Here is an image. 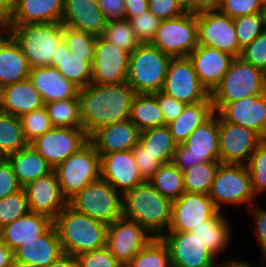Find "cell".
<instances>
[{
  "instance_id": "cell-54",
  "label": "cell",
  "mask_w": 266,
  "mask_h": 267,
  "mask_svg": "<svg viewBox=\"0 0 266 267\" xmlns=\"http://www.w3.org/2000/svg\"><path fill=\"white\" fill-rule=\"evenodd\" d=\"M148 11L161 21L178 17L185 13L175 0H148Z\"/></svg>"
},
{
  "instance_id": "cell-2",
  "label": "cell",
  "mask_w": 266,
  "mask_h": 267,
  "mask_svg": "<svg viewBox=\"0 0 266 267\" xmlns=\"http://www.w3.org/2000/svg\"><path fill=\"white\" fill-rule=\"evenodd\" d=\"M64 253L77 256L106 246L108 225L69 204L53 220Z\"/></svg>"
},
{
  "instance_id": "cell-11",
  "label": "cell",
  "mask_w": 266,
  "mask_h": 267,
  "mask_svg": "<svg viewBox=\"0 0 266 267\" xmlns=\"http://www.w3.org/2000/svg\"><path fill=\"white\" fill-rule=\"evenodd\" d=\"M216 208L221 211V204H252L254 193L248 169L244 164H220L208 194Z\"/></svg>"
},
{
  "instance_id": "cell-68",
  "label": "cell",
  "mask_w": 266,
  "mask_h": 267,
  "mask_svg": "<svg viewBox=\"0 0 266 267\" xmlns=\"http://www.w3.org/2000/svg\"><path fill=\"white\" fill-rule=\"evenodd\" d=\"M5 159V156L0 153V163Z\"/></svg>"
},
{
  "instance_id": "cell-29",
  "label": "cell",
  "mask_w": 266,
  "mask_h": 267,
  "mask_svg": "<svg viewBox=\"0 0 266 267\" xmlns=\"http://www.w3.org/2000/svg\"><path fill=\"white\" fill-rule=\"evenodd\" d=\"M44 106L40 93L29 77L0 89V111L2 112L21 117Z\"/></svg>"
},
{
  "instance_id": "cell-12",
  "label": "cell",
  "mask_w": 266,
  "mask_h": 267,
  "mask_svg": "<svg viewBox=\"0 0 266 267\" xmlns=\"http://www.w3.org/2000/svg\"><path fill=\"white\" fill-rule=\"evenodd\" d=\"M196 19L198 45L221 50L234 58L240 56L242 49L236 38L234 18L211 10L196 13Z\"/></svg>"
},
{
  "instance_id": "cell-34",
  "label": "cell",
  "mask_w": 266,
  "mask_h": 267,
  "mask_svg": "<svg viewBox=\"0 0 266 267\" xmlns=\"http://www.w3.org/2000/svg\"><path fill=\"white\" fill-rule=\"evenodd\" d=\"M92 63L85 61V57L72 55L62 41L52 57L51 67H55L65 79L82 89L91 84Z\"/></svg>"
},
{
  "instance_id": "cell-49",
  "label": "cell",
  "mask_w": 266,
  "mask_h": 267,
  "mask_svg": "<svg viewBox=\"0 0 266 267\" xmlns=\"http://www.w3.org/2000/svg\"><path fill=\"white\" fill-rule=\"evenodd\" d=\"M130 25L142 44H149L155 37L161 20L150 11L129 19Z\"/></svg>"
},
{
  "instance_id": "cell-8",
  "label": "cell",
  "mask_w": 266,
  "mask_h": 267,
  "mask_svg": "<svg viewBox=\"0 0 266 267\" xmlns=\"http://www.w3.org/2000/svg\"><path fill=\"white\" fill-rule=\"evenodd\" d=\"M63 197L69 201L88 184L101 178L100 156L89 141L55 169Z\"/></svg>"
},
{
  "instance_id": "cell-69",
  "label": "cell",
  "mask_w": 266,
  "mask_h": 267,
  "mask_svg": "<svg viewBox=\"0 0 266 267\" xmlns=\"http://www.w3.org/2000/svg\"><path fill=\"white\" fill-rule=\"evenodd\" d=\"M263 258L266 259V251L262 253Z\"/></svg>"
},
{
  "instance_id": "cell-27",
  "label": "cell",
  "mask_w": 266,
  "mask_h": 267,
  "mask_svg": "<svg viewBox=\"0 0 266 267\" xmlns=\"http://www.w3.org/2000/svg\"><path fill=\"white\" fill-rule=\"evenodd\" d=\"M2 32L0 34V89L28 78L31 70L19 43L9 32Z\"/></svg>"
},
{
  "instance_id": "cell-67",
  "label": "cell",
  "mask_w": 266,
  "mask_h": 267,
  "mask_svg": "<svg viewBox=\"0 0 266 267\" xmlns=\"http://www.w3.org/2000/svg\"><path fill=\"white\" fill-rule=\"evenodd\" d=\"M7 4L13 9L14 6L20 1V0H5Z\"/></svg>"
},
{
  "instance_id": "cell-66",
  "label": "cell",
  "mask_w": 266,
  "mask_h": 267,
  "mask_svg": "<svg viewBox=\"0 0 266 267\" xmlns=\"http://www.w3.org/2000/svg\"><path fill=\"white\" fill-rule=\"evenodd\" d=\"M261 16H262V21L264 23V29L266 31V5H263L261 9Z\"/></svg>"
},
{
  "instance_id": "cell-4",
  "label": "cell",
  "mask_w": 266,
  "mask_h": 267,
  "mask_svg": "<svg viewBox=\"0 0 266 267\" xmlns=\"http://www.w3.org/2000/svg\"><path fill=\"white\" fill-rule=\"evenodd\" d=\"M61 22L9 26L6 30L19 43L31 68L51 66L57 47L63 41Z\"/></svg>"
},
{
  "instance_id": "cell-15",
  "label": "cell",
  "mask_w": 266,
  "mask_h": 267,
  "mask_svg": "<svg viewBox=\"0 0 266 267\" xmlns=\"http://www.w3.org/2000/svg\"><path fill=\"white\" fill-rule=\"evenodd\" d=\"M149 234L139 223L122 217L108 225L106 247L125 267L154 238Z\"/></svg>"
},
{
  "instance_id": "cell-60",
  "label": "cell",
  "mask_w": 266,
  "mask_h": 267,
  "mask_svg": "<svg viewBox=\"0 0 266 267\" xmlns=\"http://www.w3.org/2000/svg\"><path fill=\"white\" fill-rule=\"evenodd\" d=\"M221 0H192V13L218 10Z\"/></svg>"
},
{
  "instance_id": "cell-65",
  "label": "cell",
  "mask_w": 266,
  "mask_h": 267,
  "mask_svg": "<svg viewBox=\"0 0 266 267\" xmlns=\"http://www.w3.org/2000/svg\"><path fill=\"white\" fill-rule=\"evenodd\" d=\"M184 12L192 13V0H175Z\"/></svg>"
},
{
  "instance_id": "cell-30",
  "label": "cell",
  "mask_w": 266,
  "mask_h": 267,
  "mask_svg": "<svg viewBox=\"0 0 266 267\" xmlns=\"http://www.w3.org/2000/svg\"><path fill=\"white\" fill-rule=\"evenodd\" d=\"M53 220L44 214L29 211L0 229L1 241L12 251L26 241L35 240L51 225Z\"/></svg>"
},
{
  "instance_id": "cell-38",
  "label": "cell",
  "mask_w": 266,
  "mask_h": 267,
  "mask_svg": "<svg viewBox=\"0 0 266 267\" xmlns=\"http://www.w3.org/2000/svg\"><path fill=\"white\" fill-rule=\"evenodd\" d=\"M149 183L164 197L171 201L185 193L183 172L172 162L162 164Z\"/></svg>"
},
{
  "instance_id": "cell-47",
  "label": "cell",
  "mask_w": 266,
  "mask_h": 267,
  "mask_svg": "<svg viewBox=\"0 0 266 267\" xmlns=\"http://www.w3.org/2000/svg\"><path fill=\"white\" fill-rule=\"evenodd\" d=\"M29 212L24 189L0 199V229Z\"/></svg>"
},
{
  "instance_id": "cell-19",
  "label": "cell",
  "mask_w": 266,
  "mask_h": 267,
  "mask_svg": "<svg viewBox=\"0 0 266 267\" xmlns=\"http://www.w3.org/2000/svg\"><path fill=\"white\" fill-rule=\"evenodd\" d=\"M160 238L168 247L172 267L220 266L215 262V256L191 231L165 232Z\"/></svg>"
},
{
  "instance_id": "cell-64",
  "label": "cell",
  "mask_w": 266,
  "mask_h": 267,
  "mask_svg": "<svg viewBox=\"0 0 266 267\" xmlns=\"http://www.w3.org/2000/svg\"><path fill=\"white\" fill-rule=\"evenodd\" d=\"M219 267H252V266L250 265V263L248 264L245 261H240V260L238 261L232 259L231 261L229 260L226 263L224 262Z\"/></svg>"
},
{
  "instance_id": "cell-22",
  "label": "cell",
  "mask_w": 266,
  "mask_h": 267,
  "mask_svg": "<svg viewBox=\"0 0 266 267\" xmlns=\"http://www.w3.org/2000/svg\"><path fill=\"white\" fill-rule=\"evenodd\" d=\"M28 201L29 211L41 213L54 220L67 206L68 201L63 197L58 182V176L51 173L27 183L22 187Z\"/></svg>"
},
{
  "instance_id": "cell-31",
  "label": "cell",
  "mask_w": 266,
  "mask_h": 267,
  "mask_svg": "<svg viewBox=\"0 0 266 267\" xmlns=\"http://www.w3.org/2000/svg\"><path fill=\"white\" fill-rule=\"evenodd\" d=\"M64 0H20L12 9L9 26L61 22Z\"/></svg>"
},
{
  "instance_id": "cell-3",
  "label": "cell",
  "mask_w": 266,
  "mask_h": 267,
  "mask_svg": "<svg viewBox=\"0 0 266 267\" xmlns=\"http://www.w3.org/2000/svg\"><path fill=\"white\" fill-rule=\"evenodd\" d=\"M123 217L142 225L154 237H161L170 226L172 201L162 196L150 183L123 194Z\"/></svg>"
},
{
  "instance_id": "cell-13",
  "label": "cell",
  "mask_w": 266,
  "mask_h": 267,
  "mask_svg": "<svg viewBox=\"0 0 266 267\" xmlns=\"http://www.w3.org/2000/svg\"><path fill=\"white\" fill-rule=\"evenodd\" d=\"M161 91L185 105L196 104L210 97L189 57L171 59Z\"/></svg>"
},
{
  "instance_id": "cell-23",
  "label": "cell",
  "mask_w": 266,
  "mask_h": 267,
  "mask_svg": "<svg viewBox=\"0 0 266 267\" xmlns=\"http://www.w3.org/2000/svg\"><path fill=\"white\" fill-rule=\"evenodd\" d=\"M64 252L54 224L35 240L26 241L14 250L17 267H47Z\"/></svg>"
},
{
  "instance_id": "cell-36",
  "label": "cell",
  "mask_w": 266,
  "mask_h": 267,
  "mask_svg": "<svg viewBox=\"0 0 266 267\" xmlns=\"http://www.w3.org/2000/svg\"><path fill=\"white\" fill-rule=\"evenodd\" d=\"M229 227L227 219L219 211L212 219L192 228L191 232L196 234L208 250L216 256L229 244L231 236Z\"/></svg>"
},
{
  "instance_id": "cell-16",
  "label": "cell",
  "mask_w": 266,
  "mask_h": 267,
  "mask_svg": "<svg viewBox=\"0 0 266 267\" xmlns=\"http://www.w3.org/2000/svg\"><path fill=\"white\" fill-rule=\"evenodd\" d=\"M130 54L102 36H97L92 63L91 84L125 83L128 75Z\"/></svg>"
},
{
  "instance_id": "cell-62",
  "label": "cell",
  "mask_w": 266,
  "mask_h": 267,
  "mask_svg": "<svg viewBox=\"0 0 266 267\" xmlns=\"http://www.w3.org/2000/svg\"><path fill=\"white\" fill-rule=\"evenodd\" d=\"M14 251L10 250L0 239V267H15Z\"/></svg>"
},
{
  "instance_id": "cell-18",
  "label": "cell",
  "mask_w": 266,
  "mask_h": 267,
  "mask_svg": "<svg viewBox=\"0 0 266 267\" xmlns=\"http://www.w3.org/2000/svg\"><path fill=\"white\" fill-rule=\"evenodd\" d=\"M213 108L225 122L250 129L266 140V93L230 103H213Z\"/></svg>"
},
{
  "instance_id": "cell-5",
  "label": "cell",
  "mask_w": 266,
  "mask_h": 267,
  "mask_svg": "<svg viewBox=\"0 0 266 267\" xmlns=\"http://www.w3.org/2000/svg\"><path fill=\"white\" fill-rule=\"evenodd\" d=\"M171 57L149 44H141L130 54L126 82L138 94L162 90Z\"/></svg>"
},
{
  "instance_id": "cell-32",
  "label": "cell",
  "mask_w": 266,
  "mask_h": 267,
  "mask_svg": "<svg viewBox=\"0 0 266 267\" xmlns=\"http://www.w3.org/2000/svg\"><path fill=\"white\" fill-rule=\"evenodd\" d=\"M5 159L11 165L12 171L22 187L54 170L31 144L6 156Z\"/></svg>"
},
{
  "instance_id": "cell-42",
  "label": "cell",
  "mask_w": 266,
  "mask_h": 267,
  "mask_svg": "<svg viewBox=\"0 0 266 267\" xmlns=\"http://www.w3.org/2000/svg\"><path fill=\"white\" fill-rule=\"evenodd\" d=\"M125 267H172L168 247L154 237Z\"/></svg>"
},
{
  "instance_id": "cell-21",
  "label": "cell",
  "mask_w": 266,
  "mask_h": 267,
  "mask_svg": "<svg viewBox=\"0 0 266 267\" xmlns=\"http://www.w3.org/2000/svg\"><path fill=\"white\" fill-rule=\"evenodd\" d=\"M101 179L122 195L146 182L135 162L132 150L117 151L100 156Z\"/></svg>"
},
{
  "instance_id": "cell-7",
  "label": "cell",
  "mask_w": 266,
  "mask_h": 267,
  "mask_svg": "<svg viewBox=\"0 0 266 267\" xmlns=\"http://www.w3.org/2000/svg\"><path fill=\"white\" fill-rule=\"evenodd\" d=\"M266 93V74L235 57L220 84L210 94L212 103H230Z\"/></svg>"
},
{
  "instance_id": "cell-35",
  "label": "cell",
  "mask_w": 266,
  "mask_h": 267,
  "mask_svg": "<svg viewBox=\"0 0 266 267\" xmlns=\"http://www.w3.org/2000/svg\"><path fill=\"white\" fill-rule=\"evenodd\" d=\"M130 121L140 132L167 125L163 113L153 94L136 93L131 103Z\"/></svg>"
},
{
  "instance_id": "cell-44",
  "label": "cell",
  "mask_w": 266,
  "mask_h": 267,
  "mask_svg": "<svg viewBox=\"0 0 266 267\" xmlns=\"http://www.w3.org/2000/svg\"><path fill=\"white\" fill-rule=\"evenodd\" d=\"M63 41L72 55L85 57V61H93L96 36L64 26Z\"/></svg>"
},
{
  "instance_id": "cell-37",
  "label": "cell",
  "mask_w": 266,
  "mask_h": 267,
  "mask_svg": "<svg viewBox=\"0 0 266 267\" xmlns=\"http://www.w3.org/2000/svg\"><path fill=\"white\" fill-rule=\"evenodd\" d=\"M139 143L162 164L171 162L177 147L167 125L140 132Z\"/></svg>"
},
{
  "instance_id": "cell-63",
  "label": "cell",
  "mask_w": 266,
  "mask_h": 267,
  "mask_svg": "<svg viewBox=\"0 0 266 267\" xmlns=\"http://www.w3.org/2000/svg\"><path fill=\"white\" fill-rule=\"evenodd\" d=\"M47 267H78V263L75 256L64 253Z\"/></svg>"
},
{
  "instance_id": "cell-9",
  "label": "cell",
  "mask_w": 266,
  "mask_h": 267,
  "mask_svg": "<svg viewBox=\"0 0 266 267\" xmlns=\"http://www.w3.org/2000/svg\"><path fill=\"white\" fill-rule=\"evenodd\" d=\"M215 114L197 127L182 144H177L171 162L181 172L196 164L220 161L218 114Z\"/></svg>"
},
{
  "instance_id": "cell-17",
  "label": "cell",
  "mask_w": 266,
  "mask_h": 267,
  "mask_svg": "<svg viewBox=\"0 0 266 267\" xmlns=\"http://www.w3.org/2000/svg\"><path fill=\"white\" fill-rule=\"evenodd\" d=\"M264 140L254 131L225 122L218 115V144L221 164L247 163Z\"/></svg>"
},
{
  "instance_id": "cell-33",
  "label": "cell",
  "mask_w": 266,
  "mask_h": 267,
  "mask_svg": "<svg viewBox=\"0 0 266 267\" xmlns=\"http://www.w3.org/2000/svg\"><path fill=\"white\" fill-rule=\"evenodd\" d=\"M215 114L211 96L196 104L186 105L182 113L167 124L170 134L177 144H182L188 136Z\"/></svg>"
},
{
  "instance_id": "cell-56",
  "label": "cell",
  "mask_w": 266,
  "mask_h": 267,
  "mask_svg": "<svg viewBox=\"0 0 266 267\" xmlns=\"http://www.w3.org/2000/svg\"><path fill=\"white\" fill-rule=\"evenodd\" d=\"M22 189L9 162L4 159L0 163V199Z\"/></svg>"
},
{
  "instance_id": "cell-20",
  "label": "cell",
  "mask_w": 266,
  "mask_h": 267,
  "mask_svg": "<svg viewBox=\"0 0 266 267\" xmlns=\"http://www.w3.org/2000/svg\"><path fill=\"white\" fill-rule=\"evenodd\" d=\"M218 212L209 195L185 192L172 201L171 223L167 232H190Z\"/></svg>"
},
{
  "instance_id": "cell-50",
  "label": "cell",
  "mask_w": 266,
  "mask_h": 267,
  "mask_svg": "<svg viewBox=\"0 0 266 267\" xmlns=\"http://www.w3.org/2000/svg\"><path fill=\"white\" fill-rule=\"evenodd\" d=\"M239 57L266 74V31L242 48Z\"/></svg>"
},
{
  "instance_id": "cell-25",
  "label": "cell",
  "mask_w": 266,
  "mask_h": 267,
  "mask_svg": "<svg viewBox=\"0 0 266 267\" xmlns=\"http://www.w3.org/2000/svg\"><path fill=\"white\" fill-rule=\"evenodd\" d=\"M61 23L97 37L102 36L107 21L97 0H64Z\"/></svg>"
},
{
  "instance_id": "cell-48",
  "label": "cell",
  "mask_w": 266,
  "mask_h": 267,
  "mask_svg": "<svg viewBox=\"0 0 266 267\" xmlns=\"http://www.w3.org/2000/svg\"><path fill=\"white\" fill-rule=\"evenodd\" d=\"M252 182L254 193L266 190V140H264L252 153L248 163L245 164Z\"/></svg>"
},
{
  "instance_id": "cell-58",
  "label": "cell",
  "mask_w": 266,
  "mask_h": 267,
  "mask_svg": "<svg viewBox=\"0 0 266 267\" xmlns=\"http://www.w3.org/2000/svg\"><path fill=\"white\" fill-rule=\"evenodd\" d=\"M251 211L254 213L256 220V229L258 233L257 240L260 243L262 253L266 251V210L260 209L257 206H251Z\"/></svg>"
},
{
  "instance_id": "cell-46",
  "label": "cell",
  "mask_w": 266,
  "mask_h": 267,
  "mask_svg": "<svg viewBox=\"0 0 266 267\" xmlns=\"http://www.w3.org/2000/svg\"><path fill=\"white\" fill-rule=\"evenodd\" d=\"M236 38L242 49L253 42L265 29L261 13H254L234 18Z\"/></svg>"
},
{
  "instance_id": "cell-53",
  "label": "cell",
  "mask_w": 266,
  "mask_h": 267,
  "mask_svg": "<svg viewBox=\"0 0 266 267\" xmlns=\"http://www.w3.org/2000/svg\"><path fill=\"white\" fill-rule=\"evenodd\" d=\"M132 154L145 181H149L162 165L156 156L148 152L139 142L132 148Z\"/></svg>"
},
{
  "instance_id": "cell-40",
  "label": "cell",
  "mask_w": 266,
  "mask_h": 267,
  "mask_svg": "<svg viewBox=\"0 0 266 267\" xmlns=\"http://www.w3.org/2000/svg\"><path fill=\"white\" fill-rule=\"evenodd\" d=\"M53 127L83 128L79 98H70L45 104Z\"/></svg>"
},
{
  "instance_id": "cell-43",
  "label": "cell",
  "mask_w": 266,
  "mask_h": 267,
  "mask_svg": "<svg viewBox=\"0 0 266 267\" xmlns=\"http://www.w3.org/2000/svg\"><path fill=\"white\" fill-rule=\"evenodd\" d=\"M102 37L129 53L135 51L142 44L128 19L108 21Z\"/></svg>"
},
{
  "instance_id": "cell-52",
  "label": "cell",
  "mask_w": 266,
  "mask_h": 267,
  "mask_svg": "<svg viewBox=\"0 0 266 267\" xmlns=\"http://www.w3.org/2000/svg\"><path fill=\"white\" fill-rule=\"evenodd\" d=\"M262 0H221L218 10L230 18L261 13Z\"/></svg>"
},
{
  "instance_id": "cell-45",
  "label": "cell",
  "mask_w": 266,
  "mask_h": 267,
  "mask_svg": "<svg viewBox=\"0 0 266 267\" xmlns=\"http://www.w3.org/2000/svg\"><path fill=\"white\" fill-rule=\"evenodd\" d=\"M20 120L22 124L23 135L28 144L53 128L45 106L23 114L20 117Z\"/></svg>"
},
{
  "instance_id": "cell-14",
  "label": "cell",
  "mask_w": 266,
  "mask_h": 267,
  "mask_svg": "<svg viewBox=\"0 0 266 267\" xmlns=\"http://www.w3.org/2000/svg\"><path fill=\"white\" fill-rule=\"evenodd\" d=\"M88 142L83 128L53 127L30 144L55 169Z\"/></svg>"
},
{
  "instance_id": "cell-70",
  "label": "cell",
  "mask_w": 266,
  "mask_h": 267,
  "mask_svg": "<svg viewBox=\"0 0 266 267\" xmlns=\"http://www.w3.org/2000/svg\"><path fill=\"white\" fill-rule=\"evenodd\" d=\"M262 4L263 5H266V0H262Z\"/></svg>"
},
{
  "instance_id": "cell-10",
  "label": "cell",
  "mask_w": 266,
  "mask_h": 267,
  "mask_svg": "<svg viewBox=\"0 0 266 267\" xmlns=\"http://www.w3.org/2000/svg\"><path fill=\"white\" fill-rule=\"evenodd\" d=\"M150 44L171 58L188 57L198 47L196 13L162 20Z\"/></svg>"
},
{
  "instance_id": "cell-59",
  "label": "cell",
  "mask_w": 266,
  "mask_h": 267,
  "mask_svg": "<svg viewBox=\"0 0 266 267\" xmlns=\"http://www.w3.org/2000/svg\"><path fill=\"white\" fill-rule=\"evenodd\" d=\"M125 1V19L139 16L148 11V0H124Z\"/></svg>"
},
{
  "instance_id": "cell-1",
  "label": "cell",
  "mask_w": 266,
  "mask_h": 267,
  "mask_svg": "<svg viewBox=\"0 0 266 267\" xmlns=\"http://www.w3.org/2000/svg\"><path fill=\"white\" fill-rule=\"evenodd\" d=\"M135 94L127 82L110 85L89 84L79 89L80 116L88 137L109 124L129 120Z\"/></svg>"
},
{
  "instance_id": "cell-6",
  "label": "cell",
  "mask_w": 266,
  "mask_h": 267,
  "mask_svg": "<svg viewBox=\"0 0 266 267\" xmlns=\"http://www.w3.org/2000/svg\"><path fill=\"white\" fill-rule=\"evenodd\" d=\"M123 195L107 181L98 179L68 201L78 212L107 225L123 217Z\"/></svg>"
},
{
  "instance_id": "cell-28",
  "label": "cell",
  "mask_w": 266,
  "mask_h": 267,
  "mask_svg": "<svg viewBox=\"0 0 266 267\" xmlns=\"http://www.w3.org/2000/svg\"><path fill=\"white\" fill-rule=\"evenodd\" d=\"M29 78L44 104L78 98L79 88L51 66L31 68Z\"/></svg>"
},
{
  "instance_id": "cell-39",
  "label": "cell",
  "mask_w": 266,
  "mask_h": 267,
  "mask_svg": "<svg viewBox=\"0 0 266 267\" xmlns=\"http://www.w3.org/2000/svg\"><path fill=\"white\" fill-rule=\"evenodd\" d=\"M27 145L20 117L0 111V153L6 157Z\"/></svg>"
},
{
  "instance_id": "cell-24",
  "label": "cell",
  "mask_w": 266,
  "mask_h": 267,
  "mask_svg": "<svg viewBox=\"0 0 266 267\" xmlns=\"http://www.w3.org/2000/svg\"><path fill=\"white\" fill-rule=\"evenodd\" d=\"M196 75L211 94L220 84L234 57L221 50L198 45L189 56Z\"/></svg>"
},
{
  "instance_id": "cell-51",
  "label": "cell",
  "mask_w": 266,
  "mask_h": 267,
  "mask_svg": "<svg viewBox=\"0 0 266 267\" xmlns=\"http://www.w3.org/2000/svg\"><path fill=\"white\" fill-rule=\"evenodd\" d=\"M75 257L78 267H123L106 246Z\"/></svg>"
},
{
  "instance_id": "cell-26",
  "label": "cell",
  "mask_w": 266,
  "mask_h": 267,
  "mask_svg": "<svg viewBox=\"0 0 266 267\" xmlns=\"http://www.w3.org/2000/svg\"><path fill=\"white\" fill-rule=\"evenodd\" d=\"M139 137L140 131L135 124L126 120L102 127L89 138V141L101 156L117 151L132 150L139 142Z\"/></svg>"
},
{
  "instance_id": "cell-57",
  "label": "cell",
  "mask_w": 266,
  "mask_h": 267,
  "mask_svg": "<svg viewBox=\"0 0 266 267\" xmlns=\"http://www.w3.org/2000/svg\"><path fill=\"white\" fill-rule=\"evenodd\" d=\"M106 21L125 19L124 0H97Z\"/></svg>"
},
{
  "instance_id": "cell-61",
  "label": "cell",
  "mask_w": 266,
  "mask_h": 267,
  "mask_svg": "<svg viewBox=\"0 0 266 267\" xmlns=\"http://www.w3.org/2000/svg\"><path fill=\"white\" fill-rule=\"evenodd\" d=\"M12 18V8L5 0H0V33L9 28Z\"/></svg>"
},
{
  "instance_id": "cell-55",
  "label": "cell",
  "mask_w": 266,
  "mask_h": 267,
  "mask_svg": "<svg viewBox=\"0 0 266 267\" xmlns=\"http://www.w3.org/2000/svg\"><path fill=\"white\" fill-rule=\"evenodd\" d=\"M153 95L157 99L166 124L176 119L186 106L184 103L176 100L172 96L163 93L162 91L154 93Z\"/></svg>"
},
{
  "instance_id": "cell-41",
  "label": "cell",
  "mask_w": 266,
  "mask_h": 267,
  "mask_svg": "<svg viewBox=\"0 0 266 267\" xmlns=\"http://www.w3.org/2000/svg\"><path fill=\"white\" fill-rule=\"evenodd\" d=\"M220 161L196 164L183 172L185 192L208 195Z\"/></svg>"
}]
</instances>
